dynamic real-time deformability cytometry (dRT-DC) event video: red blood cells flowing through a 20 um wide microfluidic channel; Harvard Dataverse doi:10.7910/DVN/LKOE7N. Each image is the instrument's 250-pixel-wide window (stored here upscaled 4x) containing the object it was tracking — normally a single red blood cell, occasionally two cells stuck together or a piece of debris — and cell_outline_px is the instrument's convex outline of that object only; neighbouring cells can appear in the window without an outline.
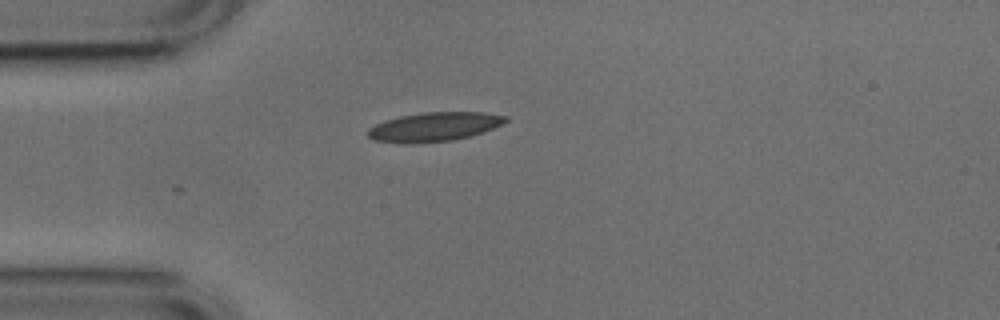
{"species": "common noctule bat (a hibernating species)", "species_latin": "Nyctalus noctula", "temperature_condition": "cold", "stored_images_in_passage": 17, "camera_frame_rate_fps": 3000, "um_per_image_px": 0.085, "animal": {"sex": "male", "body_mass_g": 17.9, "forearm_length_mm": 54.2}, "frame": {"image": 1, "passage_image": 1, "time_ms": 0.0, "image_size_px": [1000, 320], "cell_outline_px": [[508, 120], [484, 132], [452, 140], [416, 144], [400, 144], [372, 140], [368, 136], [368, 128], [376, 124], [400, 116], [424, 112], [484, 112], [508, 116]], "centroid_in_image_um": [36.88, 10.79], "position_along_channel_um": 48.1, "area_um2": 23.41}}